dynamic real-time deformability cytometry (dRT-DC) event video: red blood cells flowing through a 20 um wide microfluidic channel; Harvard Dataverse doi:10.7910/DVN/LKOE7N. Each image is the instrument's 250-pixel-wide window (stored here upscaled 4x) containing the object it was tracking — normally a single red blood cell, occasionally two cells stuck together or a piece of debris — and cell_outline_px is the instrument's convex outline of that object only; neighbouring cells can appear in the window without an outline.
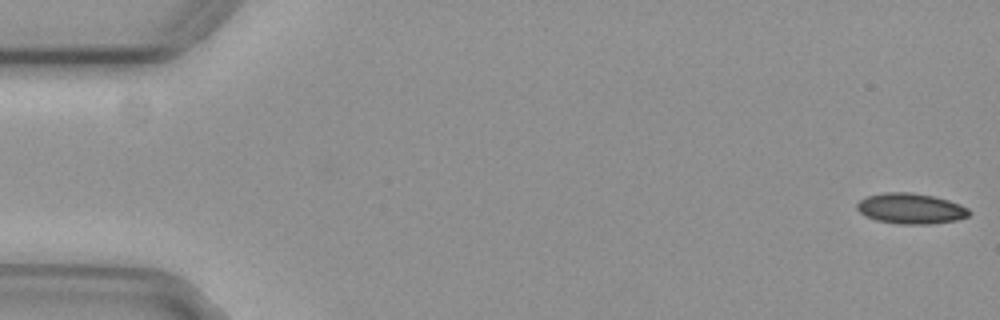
{"species": "common noctule bat (a hibernating species)", "species_latin": "Nyctalus noctula", "temperature_condition": "cold", "stored_images_in_passage": 54, "camera_frame_rate_fps": 3000, "um_per_image_px": 0.085, "animal": {"sex": "female", "body_mass_g": 29.2, "forearm_length_mm": 56.3}, "frame": {"image": 1, "passage_image": 1, "time_ms": 0.0, "image_size_px": [1000, 320], "cell_outline_px": [[972, 212], [968, 216], [956, 220], [932, 224], [900, 224], [876, 220], [860, 212], [856, 208], [856, 204], [860, 200], [868, 196], [888, 192], [912, 192], [932, 196], [948, 200], [960, 204], [968, 208]], "centroid_in_image_um": [77.44, 17.73], "position_along_channel_um": 7.6, "area_um2": 19.88}}
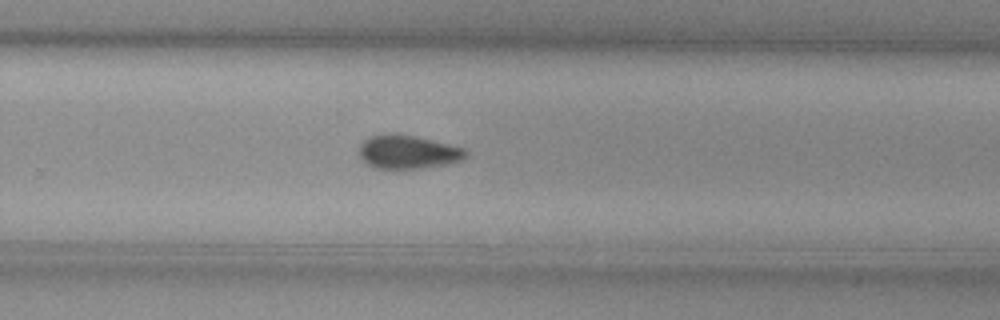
{"frame": {"image": 2, "passage_image": 36, "time_ms": 11.667, "image_size_px": [1000, 320], "cell_outline_px": [[468, 156], [464, 160], [452, 164], [400, 172], [372, 168], [360, 160], [360, 144], [364, 140], [372, 136], [388, 132], [392, 132], [416, 136], [464, 148], [468, 152]], "centroid_in_image_um": [34.67, 12.97], "position_along_channel_um": 295.1, "area_um2": 22.14}}
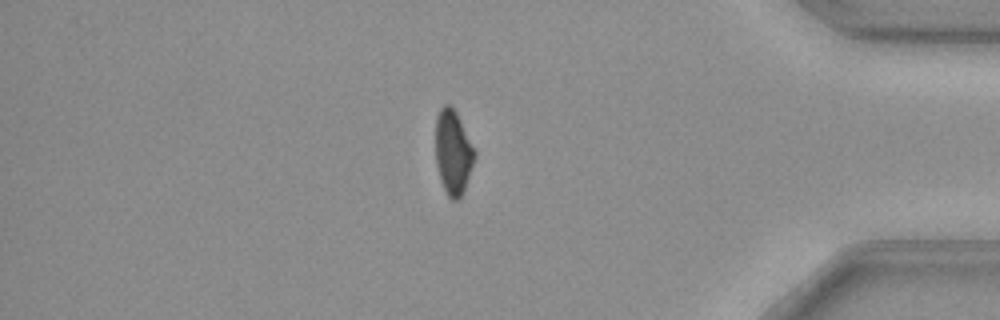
{"frame": {"image": 3, "passage_image": 47, "time_ms": 15.333, "image_size_px": [1000, 320], "cell_outline_px": [[476, 156], [464, 188], [460, 196], [456, 200], [452, 200], [448, 196], [440, 180], [436, 164], [436, 116], [440, 108], [444, 104], [448, 104], [456, 112], [476, 152]], "centroid_in_image_um": [38.5, 12.93], "position_along_channel_um": 396.7, "area_um2": 18.9}}